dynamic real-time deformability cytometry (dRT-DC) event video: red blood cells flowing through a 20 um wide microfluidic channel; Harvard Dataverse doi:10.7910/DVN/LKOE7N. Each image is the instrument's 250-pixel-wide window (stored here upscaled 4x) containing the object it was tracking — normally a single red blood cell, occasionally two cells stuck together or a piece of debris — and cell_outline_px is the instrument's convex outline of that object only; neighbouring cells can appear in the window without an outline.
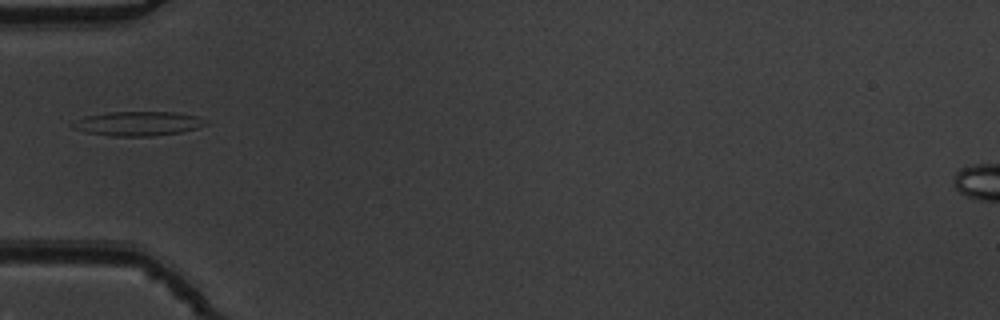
{"species": "common noctule bat (a hibernating species)", "species_latin": "Nyctalus noctula", "temperature_condition": "warm", "stored_images_in_passage": 36, "camera_frame_rate_fps": 3000, "um_per_image_px": 0.085, "animal": {"sex": "male", "body_mass_g": 19.5, "forearm_length_mm": 54.6}, "frame": {"image": 1, "passage_image": 1, "time_ms": 0.0, "image_size_px": [1000, 320], "cell_outline_px": [[208, 124], [196, 128], [180, 132], [152, 136], [112, 136], [84, 132], [72, 128], [68, 124], [84, 116], [108, 112], [176, 112], [196, 116], [208, 120]], "centroid_in_image_um": [11.69, 10.5], "position_along_channel_um": 73.3, "area_um2": 19.02}}
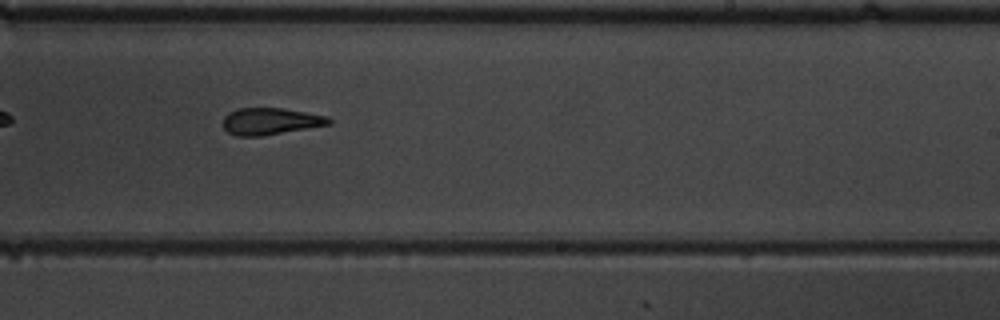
{"frame": {"image": 2, "passage_image": 16, "time_ms": 5.0, "image_size_px": [1000, 320], "cell_outline_px": [[332, 124], [264, 136], [236, 136], [228, 132], [224, 128], [224, 116], [228, 112], [236, 108], [280, 108], [328, 116], [332, 120]], "centroid_in_image_um": [22.99, 10.31], "position_along_channel_um": 266.0, "area_um2": 16.65}}
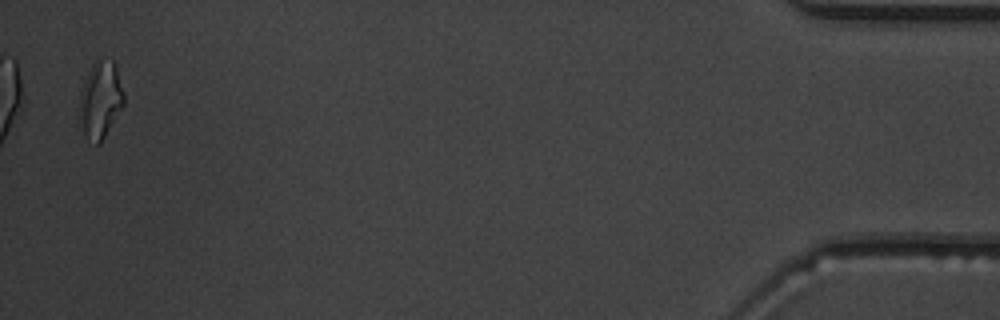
{"frame": {"image": 3, "passage_image": 35, "time_ms": 11.333, "image_size_px": [1000, 320], "cell_outline_px": [[124, 104], [100, 144], [96, 144], [84, 136], [76, 124], [80, 92], [88, 68], [96, 56], [112, 60], [116, 64], [124, 92]], "centroid_in_image_um": [8.48, 8.46], "position_along_channel_um": 426.7, "area_um2": 20.98}, "authors_computed_cell_mechanics": {"area_um2": 17.5423, "velocity_mm_per_s": 3.8547, "shape_relaxation_time_tau1_ms": 5.5273, "shape_relaxation_time_tau2_ms": 3.5786, "deformation_change_tau1": 0.1599, "deformation_change_tau2": 0.1418}}